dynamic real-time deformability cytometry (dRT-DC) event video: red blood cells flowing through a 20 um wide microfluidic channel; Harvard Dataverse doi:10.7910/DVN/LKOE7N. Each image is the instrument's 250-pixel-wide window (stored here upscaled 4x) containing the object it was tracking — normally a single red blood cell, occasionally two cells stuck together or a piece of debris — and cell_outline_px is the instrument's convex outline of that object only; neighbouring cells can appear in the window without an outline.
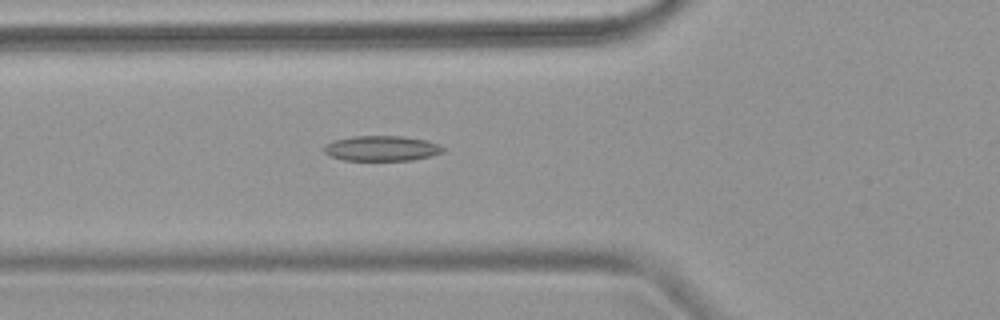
{"species": "common noctule bat (a hibernating species)", "species_latin": "Nyctalus noctula", "temperature_condition": "warm", "stored_images_in_passage": 4, "camera_frame_rate_fps": 3000, "um_per_image_px": 0.085, "animal": {"sex": "female", "body_mass_g": 18.4}, "frame": {"image": 1, "passage_image": 4, "time_ms": 5.0, "image_size_px": [1000, 320], "cell_outline_px": [[444, 152], [412, 160], [344, 160], [332, 156], [324, 152], [324, 144], [332, 140], [352, 136], [404, 136], [428, 140], [440, 144], [444, 148]], "centroid_in_image_um": [32.44, 12.59], "position_along_channel_um": 93.4, "area_um2": 17.57}}